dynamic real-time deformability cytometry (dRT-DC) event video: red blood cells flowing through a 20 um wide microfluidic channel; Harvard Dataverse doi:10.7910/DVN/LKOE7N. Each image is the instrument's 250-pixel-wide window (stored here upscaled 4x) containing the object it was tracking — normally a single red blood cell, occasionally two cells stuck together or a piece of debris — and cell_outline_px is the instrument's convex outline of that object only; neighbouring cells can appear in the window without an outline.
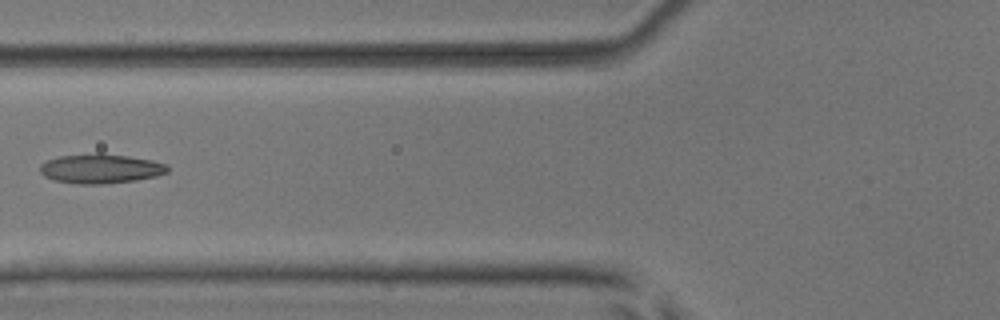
{"species": "common noctule bat (a hibernating species)", "species_latin": "Nyctalus noctula", "temperature_condition": "room temperature", "stored_images_in_passage": 6, "camera_frame_rate_fps": 3000, "um_per_image_px": 0.085, "animal": {"sex": "male", "body_mass_g": 17.9, "forearm_length_mm": 54.2}, "frame": {"image": 1, "passage_image": 6, "time_ms": 6.667, "image_size_px": [1000, 320], "cell_outline_px": [[168, 172], [156, 176], [136, 180], [104, 184], [76, 184], [56, 180], [44, 176], [40, 172], [40, 164], [48, 160], [60, 156], [96, 152], [100, 152], [128, 156], [152, 160], [168, 164]], "centroid_in_image_um": [8.56, 14.32], "position_along_channel_um": 117.2, "area_um2": 22.08}}